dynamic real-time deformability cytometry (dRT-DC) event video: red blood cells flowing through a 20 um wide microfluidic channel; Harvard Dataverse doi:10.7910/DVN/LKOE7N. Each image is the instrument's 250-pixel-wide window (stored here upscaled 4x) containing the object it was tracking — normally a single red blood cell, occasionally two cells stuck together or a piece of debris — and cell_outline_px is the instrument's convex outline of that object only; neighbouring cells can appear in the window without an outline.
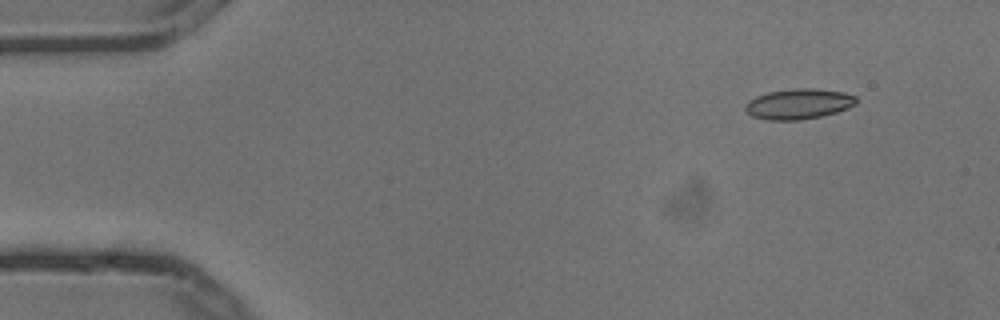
{"species": "common noctule bat (a hibernating species)", "species_latin": "Nyctalus noctula", "temperature_condition": "cold", "stored_images_in_passage": 4, "camera_frame_rate_fps": 3000, "um_per_image_px": 0.085, "animal": {"sex": "male", "body_mass_g": 13.3}, "frame": {"image": 1, "passage_image": 1, "time_ms": 0.0, "image_size_px": [1000, 320], "cell_outline_px": [[856, 104], [848, 108], [836, 112], [820, 116], [800, 120], [764, 120], [752, 116], [744, 108], [744, 104], [748, 100], [756, 96], [768, 92], [796, 88], [816, 88], [844, 92], [856, 96]], "centroid_in_image_um": [67.86, 8.83], "position_along_channel_um": 17.1, "area_um2": 19.77}}
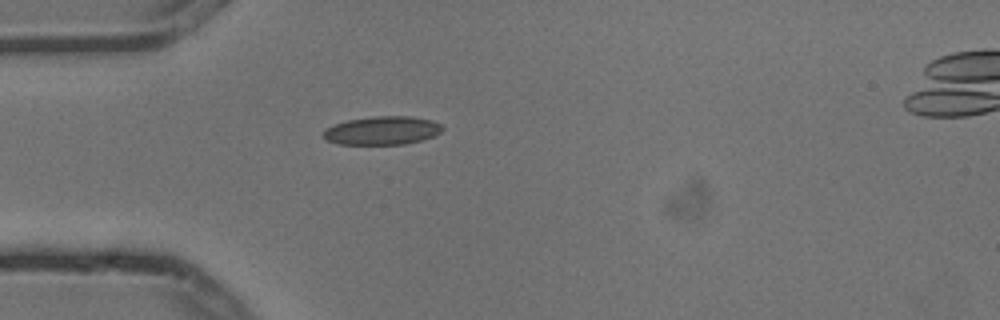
{"frame": {"image": 2, "passage_image": 4, "time_ms": 1.0, "image_size_px": [1000, 320], "cell_outline_px": [[444, 128], [436, 136], [404, 144], [340, 144], [328, 140], [324, 136], [324, 128], [348, 120], [372, 116], [408, 116], [432, 120], [440, 124]], "centroid_in_image_um": [32.52, 11.09], "position_along_channel_um": 52.5, "area_um2": 19.59}}